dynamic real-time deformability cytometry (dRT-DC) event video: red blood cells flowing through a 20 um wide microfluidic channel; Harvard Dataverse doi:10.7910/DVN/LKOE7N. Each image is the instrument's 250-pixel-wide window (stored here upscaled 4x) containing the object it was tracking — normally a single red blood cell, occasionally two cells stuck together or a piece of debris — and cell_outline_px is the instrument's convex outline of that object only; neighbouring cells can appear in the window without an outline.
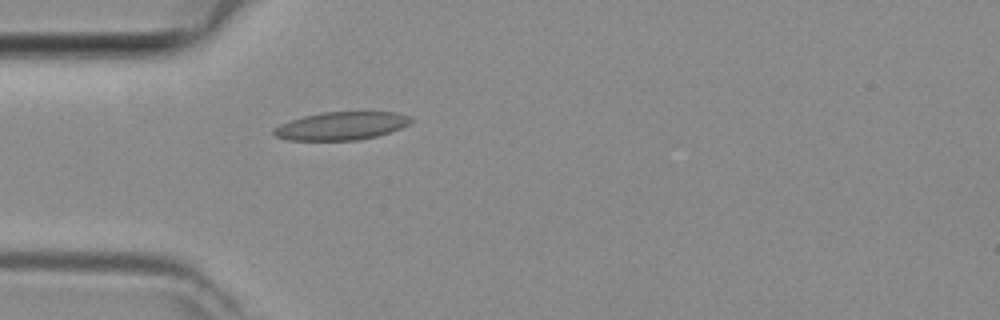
{"species": "common noctule bat (a hibernating species)", "species_latin": "Nyctalus noctula", "temperature_condition": "room temperature", "stored_images_in_passage": 16, "camera_frame_rate_fps": 3000, "um_per_image_px": 0.085, "animal": {"sex": "female", "body_mass_g": 29.2, "forearm_length_mm": 56.3}, "frame": {"image": 1, "passage_image": 4, "time_ms": 1.0, "image_size_px": [1000, 320], "cell_outline_px": [[412, 120], [408, 124], [400, 128], [376, 136], [356, 140], [288, 140], [276, 136], [272, 132], [272, 128], [280, 124], [304, 116], [320, 112], [396, 112], [412, 116]], "centroid_in_image_um": [29.0, 10.69], "position_along_channel_um": 56.0, "area_um2": 22.31}}
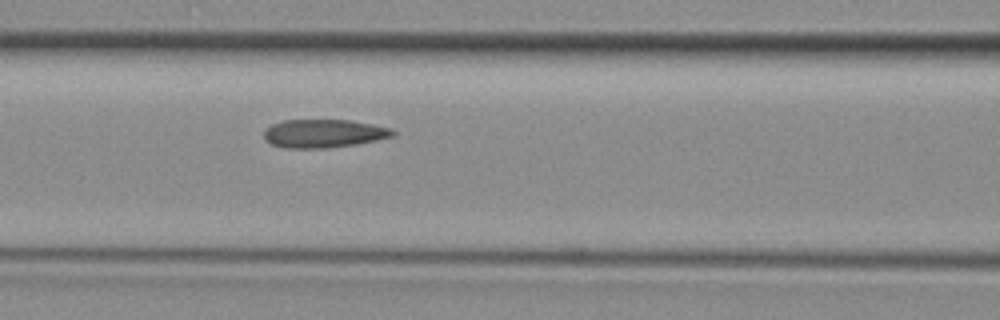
{"frame": {"image": 2, "passage_image": 10, "time_ms": 3.0, "image_size_px": [1000, 320], "cell_outline_px": [[396, 132], [392, 136], [376, 140], [356, 144], [324, 148], [284, 148], [272, 144], [264, 140], [264, 128], [272, 124], [284, 120], [348, 120], [372, 124], [392, 128]], "centroid_in_image_um": [27.48, 11.34], "position_along_channel_um": 139.1, "area_um2": 21.27}}
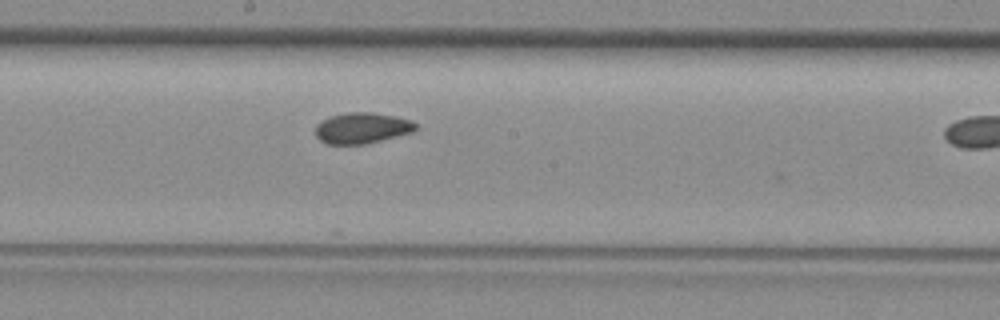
{"frame": {"image": 3, "passage_image": 15, "time_ms": 4.667, "image_size_px": [1000, 320], "cell_outline_px": [[416, 128], [412, 132], [364, 144], [328, 144], [320, 140], [316, 136], [316, 124], [328, 116], [348, 112], [372, 112], [396, 116], [412, 120], [416, 124]], "centroid_in_image_um": [30.75, 10.87], "position_along_channel_um": 217.5, "area_um2": 18.03}}